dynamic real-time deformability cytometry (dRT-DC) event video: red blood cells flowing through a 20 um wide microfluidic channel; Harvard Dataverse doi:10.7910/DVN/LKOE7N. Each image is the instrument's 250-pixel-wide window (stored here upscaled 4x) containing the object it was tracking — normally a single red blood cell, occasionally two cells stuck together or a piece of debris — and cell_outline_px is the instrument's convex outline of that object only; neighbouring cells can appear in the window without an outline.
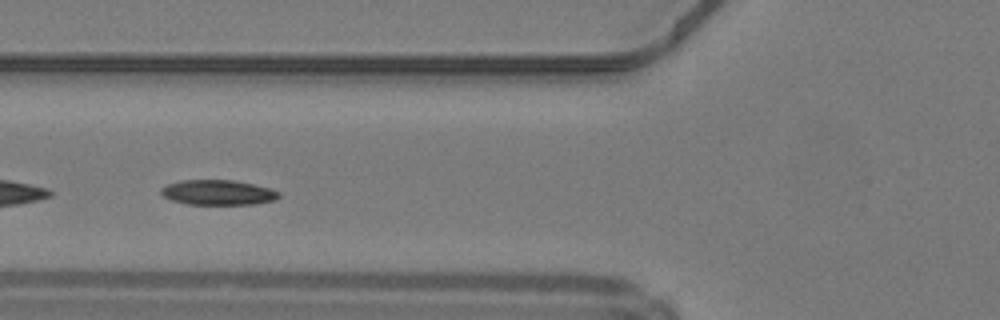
{"species": "common noctule bat (a hibernating species)", "species_latin": "Nyctalus noctula", "temperature_condition": "warm", "stored_images_in_passage": 42, "camera_frame_rate_fps": 3000, "um_per_image_px": 0.085, "animal": {"sex": "male", "body_mass_g": 19.2, "forearm_length_mm": 51.8}, "frame": {"image": 1, "passage_image": 12, "time_ms": 3.667, "image_size_px": [1000, 320], "cell_outline_px": [[280, 196], [276, 200], [256, 204], [188, 204], [172, 200], [164, 196], [160, 192], [160, 188], [168, 184], [180, 180], [236, 180], [272, 188], [280, 192]], "centroid_in_image_um": [18.57, 16.35], "position_along_channel_um": 107.2, "area_um2": 17.34}}
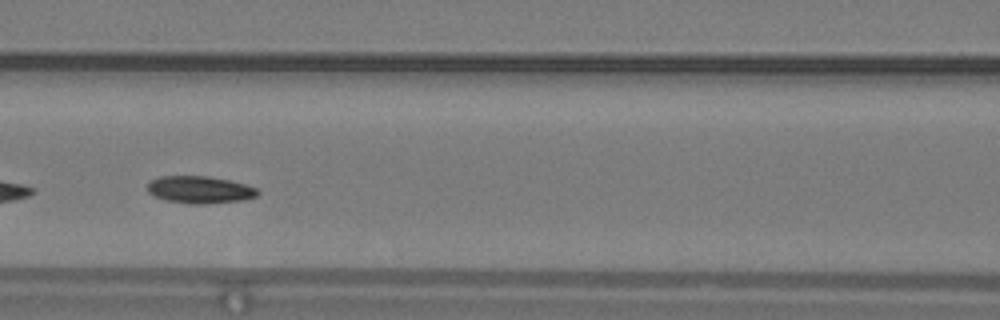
{"frame": {"image": 2, "passage_image": 15, "time_ms": 4.667, "image_size_px": [1000, 320], "cell_outline_px": [[260, 192], [256, 196], [244, 200], [204, 204], [188, 204], [168, 200], [156, 196], [148, 192], [148, 184], [152, 180], [160, 176], [208, 176], [228, 180], [244, 184], [256, 188]], "centroid_in_image_um": [17.0, 16.13], "position_along_channel_um": 149.6, "area_um2": 17.34}, "authors_computed_cell_mechanics": {"area_um2": 17.3978, "velocity_mm_per_s": 4.1943, "shape_relaxation_time_tau1_ms": 2.5124, "shape_relaxation_time_tau2_ms": null, "deformation_change_tau1": 0.1057, "deformation_change_tau2": null}}